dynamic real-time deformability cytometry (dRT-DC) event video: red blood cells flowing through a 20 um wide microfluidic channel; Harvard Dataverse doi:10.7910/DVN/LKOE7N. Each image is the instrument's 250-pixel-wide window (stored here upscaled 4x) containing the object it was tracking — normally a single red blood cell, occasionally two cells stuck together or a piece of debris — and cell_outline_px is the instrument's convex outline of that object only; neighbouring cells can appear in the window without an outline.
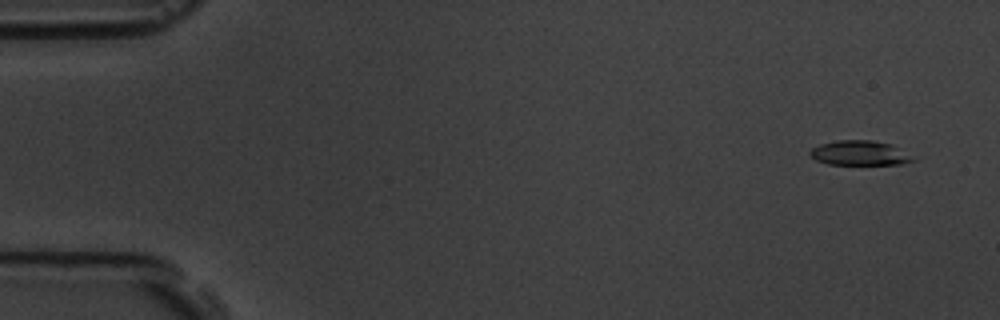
{"species": "common noctule bat (a hibernating species)", "species_latin": "Nyctalus noctula", "temperature_condition": "room temperature", "stored_images_in_passage": 5, "camera_frame_rate_fps": 3000, "um_per_image_px": 0.085, "animal": {"sex": "male", "body_mass_g": 19.5, "forearm_length_mm": 54.6}, "frame": {"image": 1, "passage_image": 1, "time_ms": 0.0, "image_size_px": [1000, 320], "cell_outline_px": [[916, 160], [900, 164], [828, 164], [816, 160], [808, 152], [812, 148], [820, 144], [836, 140], [872, 140], [892, 144]], "centroid_in_image_um": [73.03, 13.0], "position_along_channel_um": 12.0, "area_um2": 14.62}}
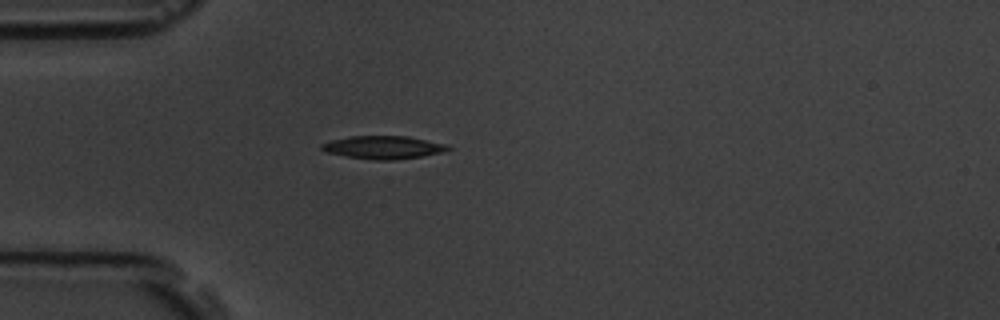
{"frame": {"image": 2, "passage_image": 5, "time_ms": 4.333, "image_size_px": [1000, 320], "cell_outline_px": [[452, 148], [444, 152], [396, 160], [372, 160], [348, 156], [328, 152], [320, 148], [320, 144], [332, 140], [348, 136], [408, 136], [444, 144]], "centroid_in_image_um": [32.58, 12.52], "position_along_channel_um": 52.4, "area_um2": 16.76}}